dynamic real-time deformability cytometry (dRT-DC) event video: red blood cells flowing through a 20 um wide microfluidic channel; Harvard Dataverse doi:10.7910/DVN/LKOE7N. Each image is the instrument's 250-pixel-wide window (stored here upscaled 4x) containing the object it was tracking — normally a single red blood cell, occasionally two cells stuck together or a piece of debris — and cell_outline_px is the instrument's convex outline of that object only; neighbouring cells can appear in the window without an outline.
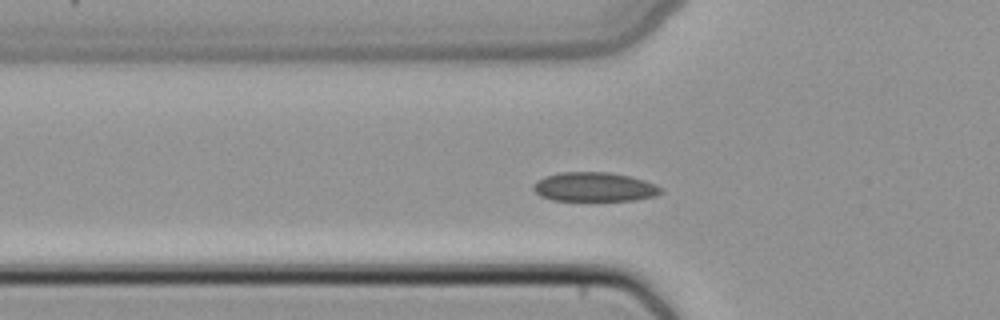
{"species": "common noctule bat (a hibernating species)", "species_latin": "Nyctalus noctula", "temperature_condition": "cold", "stored_images_in_passage": 44, "camera_frame_rate_fps": 3000, "um_per_image_px": 0.085, "animal": {"sex": "female", "body_mass_g": 22.7, "forearm_length_mm": 54.2}, "frame": {"image": 1, "passage_image": 10, "time_ms": 3.0, "image_size_px": [1000, 320], "cell_outline_px": [[664, 192], [656, 196], [632, 200], [552, 200], [540, 196], [532, 188], [532, 184], [536, 180], [544, 176], [560, 172], [608, 172], [632, 176], [656, 184]], "centroid_in_image_um": [50.5, 15.88], "position_along_channel_um": 75.3, "area_um2": 21.85}}
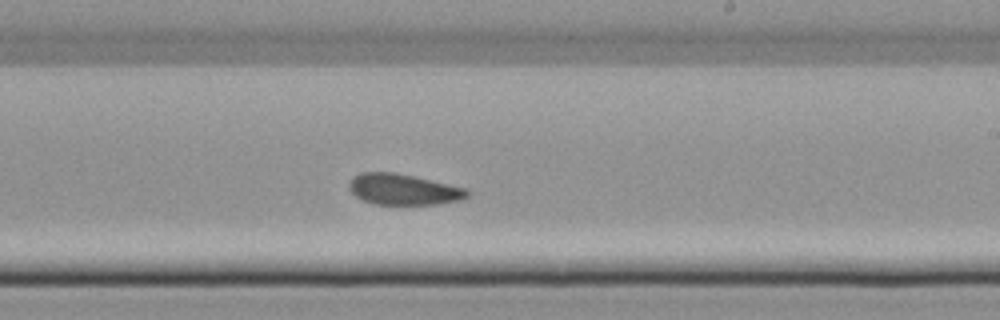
{"frame": {"image": 2, "passage_image": 23, "time_ms": 7.333, "image_size_px": [1000, 320], "cell_outline_px": [[468, 196], [460, 200], [436, 204], [376, 204], [364, 200], [356, 196], [348, 188], [348, 184], [352, 176], [360, 172], [396, 172], [468, 188]], "centroid_in_image_um": [34.27, 16.08], "position_along_channel_um": 254.7, "area_um2": 21.33}}
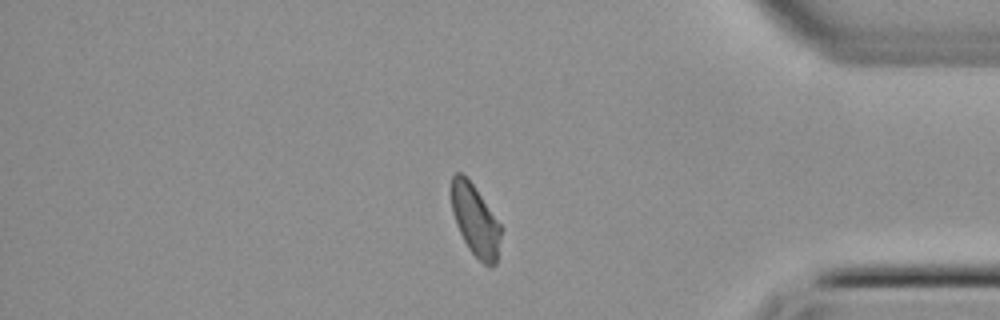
{"frame": {"image": 3, "passage_image": 35, "time_ms": 11.333, "image_size_px": [1000, 320], "cell_outline_px": [[500, 236], [496, 264], [484, 264], [468, 248], [456, 224], [452, 212], [448, 188], [452, 176], [456, 172], [460, 172], [472, 184], [500, 224]], "centroid_in_image_um": [40.32, 18.67], "position_along_channel_um": 394.9, "area_um2": 20.29}}